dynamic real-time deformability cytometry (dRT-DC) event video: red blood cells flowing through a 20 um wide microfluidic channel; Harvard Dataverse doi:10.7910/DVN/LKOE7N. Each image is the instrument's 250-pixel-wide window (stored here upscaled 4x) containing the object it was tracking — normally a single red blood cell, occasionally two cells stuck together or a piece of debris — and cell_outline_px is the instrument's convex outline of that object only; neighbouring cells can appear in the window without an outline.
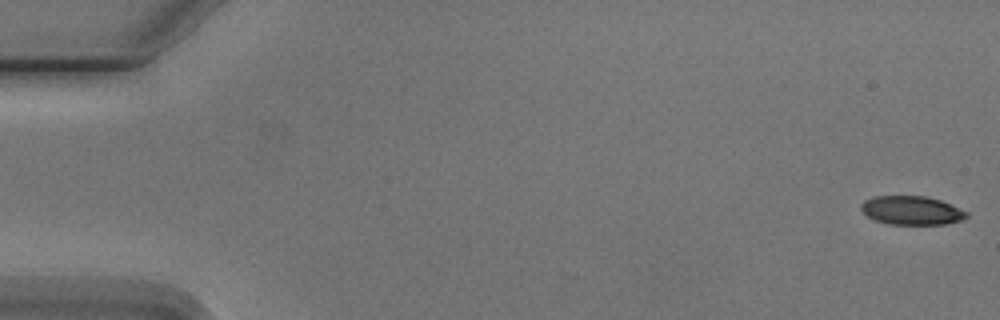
{"species": "Egyptian fruit bat (a non-hibernating species)", "species_latin": "Rousettus aegyptiacus", "temperature_condition": "cold", "stored_images_in_passage": 6, "camera_frame_rate_fps": 3000, "um_per_image_px": 0.085, "animal": {"sex": "male"}, "frame": {"image": 1, "passage_image": 1, "time_ms": 0.0, "image_size_px": [1000, 320], "cell_outline_px": [[968, 216], [960, 220], [944, 224], [888, 224], [876, 220], [868, 216], [860, 208], [860, 204], [864, 200], [872, 196], [928, 196], [940, 200], [968, 212]], "centroid_in_image_um": [77.46, 17.87], "position_along_channel_um": 7.5, "area_um2": 17.57}}
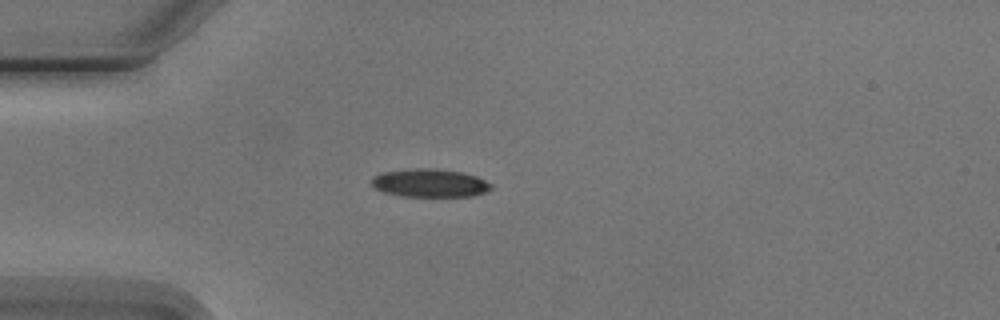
{"frame": {"image": 2, "passage_image": 5, "time_ms": 4.667, "image_size_px": [1000, 320], "cell_outline_px": [[492, 188], [484, 192], [472, 196], [400, 196], [384, 192], [376, 188], [372, 184], [372, 176], [380, 172], [412, 168], [436, 168], [460, 172], [476, 176], [492, 184]], "centroid_in_image_um": [36.5, 15.54], "position_along_channel_um": 48.5, "area_um2": 19.65}}